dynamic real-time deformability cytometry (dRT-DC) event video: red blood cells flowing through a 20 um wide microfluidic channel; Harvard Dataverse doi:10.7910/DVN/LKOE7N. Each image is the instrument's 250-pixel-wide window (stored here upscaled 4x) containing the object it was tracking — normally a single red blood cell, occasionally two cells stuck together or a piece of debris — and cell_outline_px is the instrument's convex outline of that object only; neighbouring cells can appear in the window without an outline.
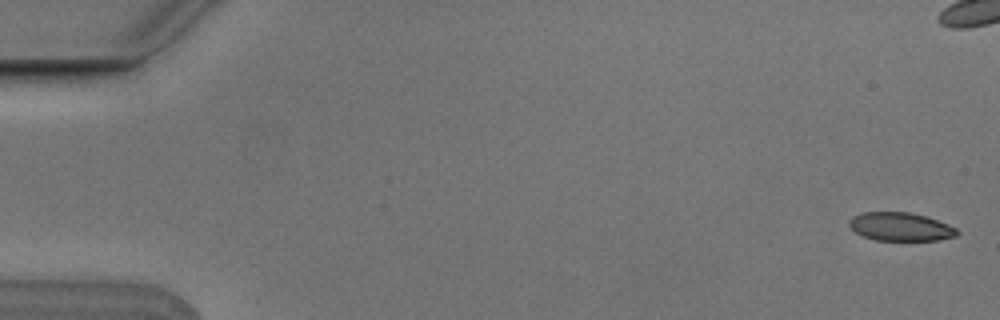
{"species": "Egyptian fruit bat (a non-hibernating species)", "species_latin": "Rousettus aegyptiacus", "temperature_condition": "cold", "stored_images_in_passage": 10, "camera_frame_rate_fps": 3000, "um_per_image_px": 0.085, "animal": {"sex": "male"}, "frame": {"image": 1, "passage_image": 1, "time_ms": 0.0, "image_size_px": [1000, 320], "cell_outline_px": [[960, 232], [956, 236], [940, 240], [876, 240], [864, 236], [856, 232], [848, 224], [848, 220], [852, 216], [860, 212], [908, 212], [928, 216], [948, 224], [956, 228]], "centroid_in_image_um": [76.55, 19.26], "position_along_channel_um": 8.4, "area_um2": 17.98}}
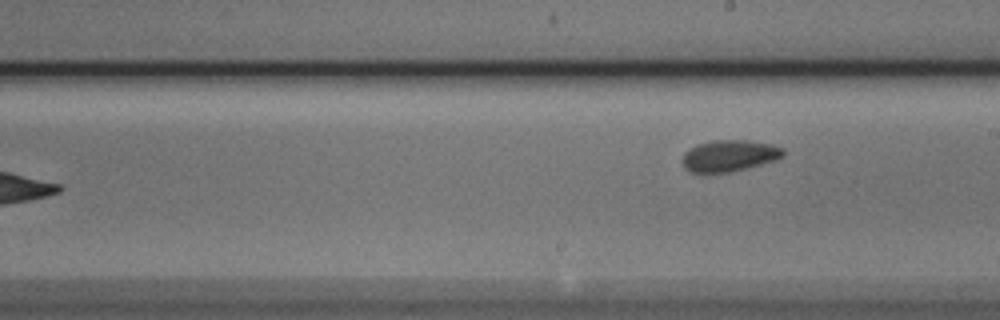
{"frame": {"image": 2, "passage_image": 10, "time_ms": 3.0, "image_size_px": [1000, 320], "cell_outline_px": [[784, 156], [776, 160], [748, 168], [732, 172], [704, 176], [688, 172], [684, 168], [680, 160], [684, 152], [696, 144], [712, 140], [748, 140], [772, 144], [784, 148]], "centroid_in_image_um": [61.91, 13.28], "position_along_channel_um": 227.1, "area_um2": 19.48}}